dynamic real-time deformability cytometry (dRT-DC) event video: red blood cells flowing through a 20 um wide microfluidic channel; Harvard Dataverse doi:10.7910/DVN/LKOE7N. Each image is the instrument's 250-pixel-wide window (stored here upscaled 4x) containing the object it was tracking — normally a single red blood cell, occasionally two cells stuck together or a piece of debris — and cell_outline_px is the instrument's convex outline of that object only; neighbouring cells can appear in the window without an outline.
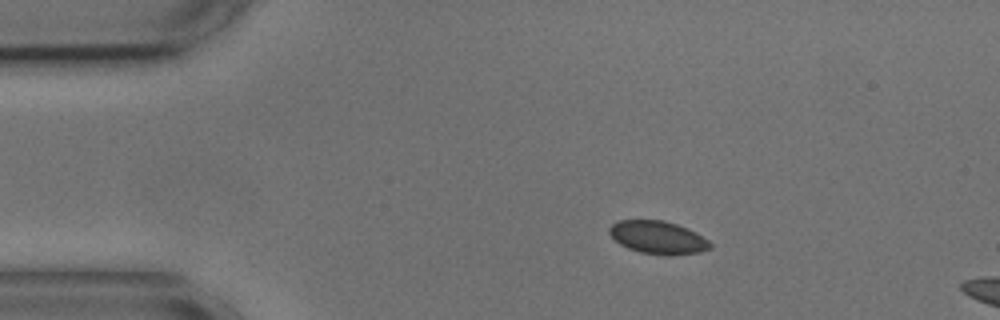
{"species": "common noctule bat (a hibernating species)", "species_latin": "Nyctalus noctula", "temperature_condition": "cold", "stored_images_in_passage": 6, "camera_frame_rate_fps": 3000, "um_per_image_px": 0.085, "animal": {"sex": "male", "body_mass_g": 17.9, "forearm_length_mm": 54.2}, "frame": {"image": 1, "passage_image": 1, "time_ms": 0.0, "image_size_px": [1000, 320], "cell_outline_px": [[712, 248], [700, 252], [668, 256], [640, 252], [628, 248], [620, 244], [608, 232], [608, 228], [612, 224], [620, 220], [664, 220], [676, 224], [696, 232], [708, 240], [712, 244]], "centroid_in_image_um": [55.94, 20.19], "position_along_channel_um": 29.1, "area_um2": 19.36}}